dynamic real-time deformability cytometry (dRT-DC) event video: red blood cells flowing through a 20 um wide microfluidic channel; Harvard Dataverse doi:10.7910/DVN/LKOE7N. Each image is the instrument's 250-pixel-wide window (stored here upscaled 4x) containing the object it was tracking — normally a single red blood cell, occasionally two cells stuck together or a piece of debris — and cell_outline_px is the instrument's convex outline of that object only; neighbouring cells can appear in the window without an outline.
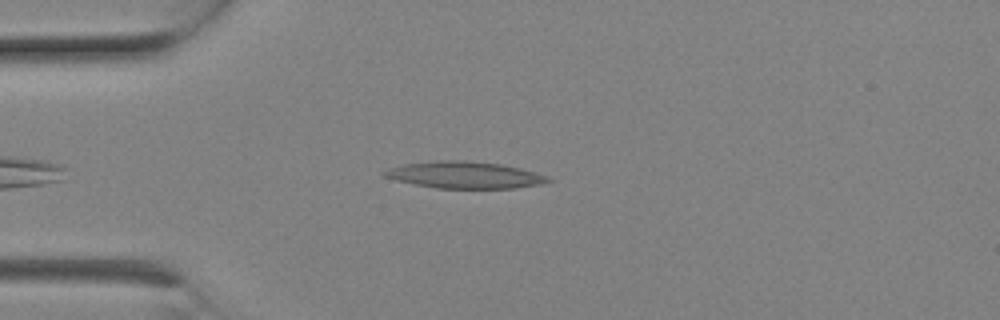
{"species": "Egyptian fruit bat (a non-hibernating species)", "species_latin": "Rousettus aegyptiacus", "temperature_condition": "room temperature", "stored_images_in_passage": 3, "camera_frame_rate_fps": 3000, "um_per_image_px": 0.085, "animal": {"sex": "female"}, "frame": {"image": 1, "passage_image": 1, "time_ms": 0.0, "image_size_px": [1000, 320], "cell_outline_px": [[552, 180], [544, 184], [516, 188], [436, 188], [396, 180], [384, 176], [380, 172], [404, 164], [440, 160], [464, 160], [500, 164], [520, 168], [548, 176]], "centroid_in_image_um": [39.54, 14.87], "position_along_channel_um": 45.5, "area_um2": 25.37}}
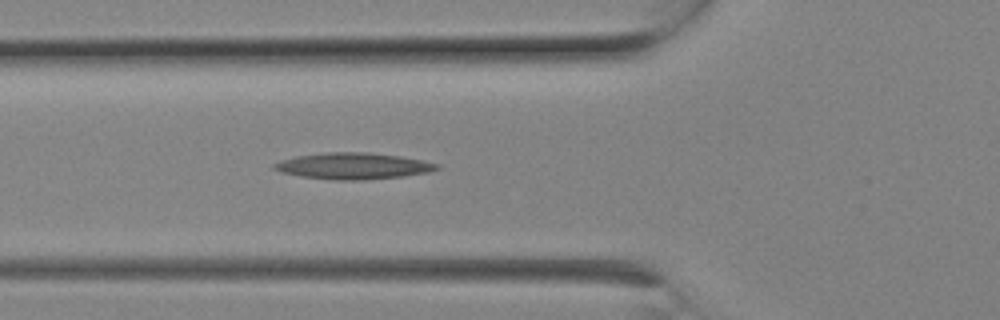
{"frame": {"image": 2, "passage_image": 3, "time_ms": 0.667, "image_size_px": [1000, 320], "cell_outline_px": [[440, 168], [428, 172], [404, 176], [364, 180], [332, 180], [300, 176], [280, 172], [272, 168], [272, 164], [280, 160], [296, 156], [324, 152], [368, 152], [400, 156], [440, 164]], "centroid_in_image_um": [29.98, 14.11], "position_along_channel_um": 95.8, "area_um2": 25.14}}